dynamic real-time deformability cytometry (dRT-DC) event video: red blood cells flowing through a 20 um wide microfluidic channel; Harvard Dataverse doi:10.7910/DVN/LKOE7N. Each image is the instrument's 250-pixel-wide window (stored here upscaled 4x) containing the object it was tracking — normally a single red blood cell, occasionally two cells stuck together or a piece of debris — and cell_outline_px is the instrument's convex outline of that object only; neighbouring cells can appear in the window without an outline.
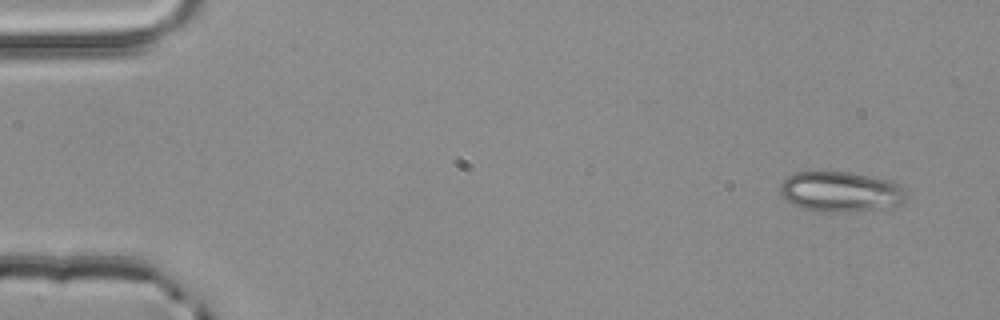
{"species": "common noctule bat (a hibernating species)", "species_latin": "Nyctalus noctula", "temperature_condition": "room temperature", "stored_images_in_passage": 3, "camera_frame_rate_fps": 3000, "um_per_image_px": 0.085, "animal": {"sex": "male", "body_mass_g": 20.4}, "frame": {"image": 1, "passage_image": 3, "time_ms": 0.667, "image_size_px": [1000, 320], "cell_outline_px": [[908, 196], [900, 204], [876, 208], [848, 212], [812, 212], [800, 208], [792, 204], [780, 192], [780, 184], [792, 172], [816, 168], [852, 172], [892, 180], [904, 188]], "centroid_in_image_um": [71.39, 16.24], "position_along_channel_um": 13.6, "area_um2": 30.69}}